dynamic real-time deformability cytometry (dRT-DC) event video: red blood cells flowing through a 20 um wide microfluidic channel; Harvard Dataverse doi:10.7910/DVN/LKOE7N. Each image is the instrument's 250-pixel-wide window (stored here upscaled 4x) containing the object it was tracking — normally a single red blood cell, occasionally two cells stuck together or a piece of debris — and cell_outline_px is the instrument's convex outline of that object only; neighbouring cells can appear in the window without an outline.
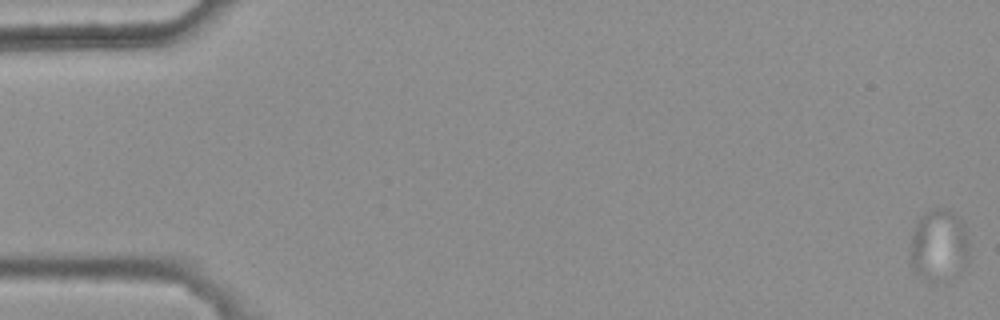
{"species": "common noctule bat (a hibernating species)", "species_latin": "Nyctalus noctula", "temperature_condition": "warm", "stored_images_in_passage": 4, "camera_frame_rate_fps": 3000, "um_per_image_px": 0.085, "animal": {"sex": "female", "body_mass_g": 25.1}, "frame": {"image": 1, "passage_image": 1, "time_ms": 0.0, "image_size_px": [1000, 320], "cell_outline_px": [[968, 256], [964, 268], [960, 272], [924, 276], [916, 272], [912, 264], [912, 236], [916, 224], [920, 216], [924, 212], [932, 208], [948, 208], [964, 224], [968, 236]], "centroid_in_image_um": [79.85, 20.68], "position_along_channel_um": 5.2, "area_um2": 23.24}}